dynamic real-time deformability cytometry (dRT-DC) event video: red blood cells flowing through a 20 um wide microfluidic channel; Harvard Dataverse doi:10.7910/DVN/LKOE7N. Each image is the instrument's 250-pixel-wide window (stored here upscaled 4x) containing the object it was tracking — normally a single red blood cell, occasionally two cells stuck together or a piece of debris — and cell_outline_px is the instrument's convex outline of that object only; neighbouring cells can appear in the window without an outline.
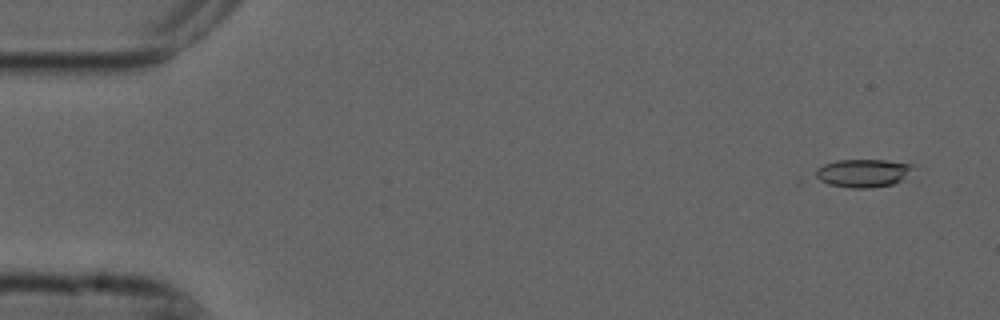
{"species": "common noctule bat (a hibernating species)", "species_latin": "Nyctalus noctula", "temperature_condition": "cold", "stored_images_in_passage": 4, "camera_frame_rate_fps": 3000, "um_per_image_px": 0.085, "animal": {"sex": "male", "forearm_length_mm": 52.5}, "frame": {"image": 1, "passage_image": 1, "time_ms": 0.0, "image_size_px": [1000, 320], "cell_outline_px": [[916, 168], [900, 180], [892, 184], [872, 188], [852, 188], [828, 184], [820, 180], [816, 176], [816, 168], [824, 164], [836, 160], [884, 160], [912, 164]], "centroid_in_image_um": [73.36, 14.71], "position_along_channel_um": 11.6, "area_um2": 15.9}}